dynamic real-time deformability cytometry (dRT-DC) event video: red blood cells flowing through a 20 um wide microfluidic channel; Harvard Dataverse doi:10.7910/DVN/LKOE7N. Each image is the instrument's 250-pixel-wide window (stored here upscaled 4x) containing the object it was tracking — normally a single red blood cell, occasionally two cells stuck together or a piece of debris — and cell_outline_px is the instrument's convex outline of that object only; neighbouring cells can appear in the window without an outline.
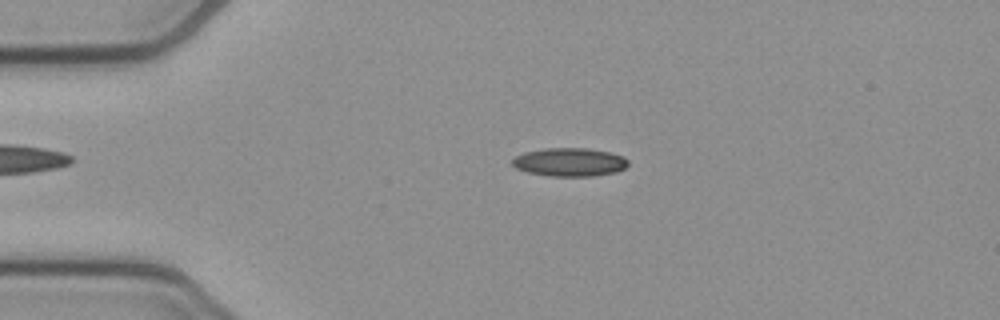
{"species": "common noctule bat (a hibernating species)", "species_latin": "Nyctalus noctula", "temperature_condition": "cold", "stored_images_in_passage": 52, "camera_frame_rate_fps": 3000, "um_per_image_px": 0.085, "animal": {"sex": "female", "body_mass_g": 21.9}, "frame": {"image": 1, "passage_image": 11, "time_ms": 3.333, "image_size_px": [1000, 320], "cell_outline_px": [[628, 164], [624, 168], [616, 172], [592, 176], [548, 176], [528, 172], [516, 168], [512, 164], [512, 160], [516, 156], [524, 152], [544, 148], [588, 148], [612, 152], [624, 156], [628, 160]], "centroid_in_image_um": [48.44, 13.77], "position_along_channel_um": 36.6, "area_um2": 19.31}}
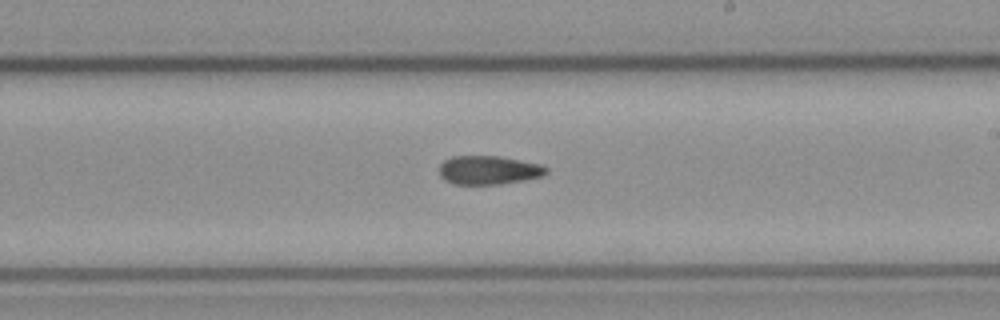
{"frame": {"image": 2, "passage_image": 30, "time_ms": 9.667, "image_size_px": [1000, 320], "cell_outline_px": [[548, 172], [544, 176], [524, 180], [500, 184], [452, 184], [444, 180], [440, 176], [440, 164], [444, 160], [452, 156], [500, 156], [540, 164], [548, 168]], "centroid_in_image_um": [41.54, 14.46], "position_along_channel_um": 247.5, "area_um2": 18.03}}
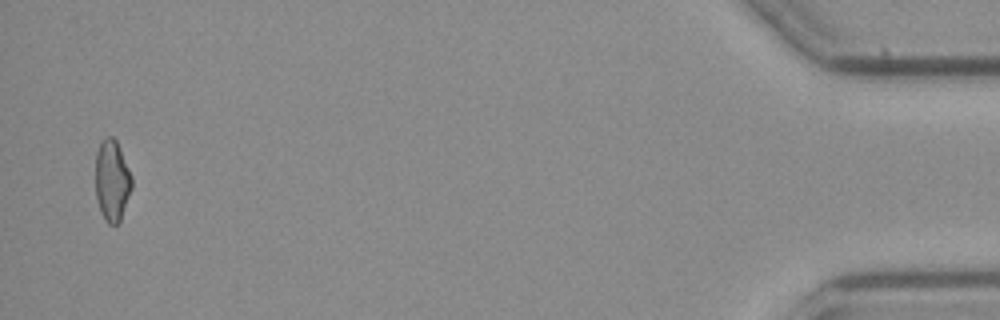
{"frame": {"image": 3, "passage_image": 51, "time_ms": 16.667, "image_size_px": [1000, 320], "cell_outline_px": [[132, 188], [120, 220], [116, 224], [108, 224], [104, 220], [100, 212], [96, 200], [96, 152], [100, 140], [104, 136], [112, 136], [116, 140], [120, 148], [132, 176]], "centroid_in_image_um": [9.51, 15.32], "position_along_channel_um": 425.7, "area_um2": 17.4}, "authors_computed_cell_mechanics": {"area_um2": 18.0336, "velocity_mm_per_s": 3.8645, "shape_relaxation_time_tau1_ms": null, "shape_relaxation_time_tau2_ms": 3.51, "deformation_change_tau1": null, "deformation_change_tau2": 0.1111}}